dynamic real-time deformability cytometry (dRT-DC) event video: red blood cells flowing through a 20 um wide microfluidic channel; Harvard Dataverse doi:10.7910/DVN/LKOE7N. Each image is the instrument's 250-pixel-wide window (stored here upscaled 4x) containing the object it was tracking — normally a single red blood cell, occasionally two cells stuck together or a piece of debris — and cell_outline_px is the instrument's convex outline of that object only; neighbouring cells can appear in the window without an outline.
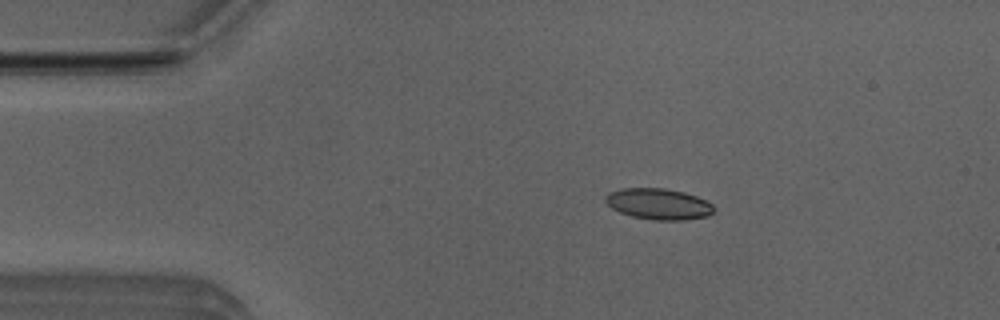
{"species": "Egyptian fruit bat (a non-hibernating species)", "species_latin": "Rousettus aegyptiacus", "temperature_condition": "room temperature", "stored_images_in_passage": 4, "camera_frame_rate_fps": 3000, "um_per_image_px": 0.085, "animal": {"sex": "male"}, "frame": {"image": 1, "passage_image": 3, "time_ms": 0.667, "image_size_px": [1000, 320], "cell_outline_px": [[716, 208], [708, 216], [680, 220], [652, 220], [632, 216], [620, 212], [612, 208], [604, 200], [604, 196], [608, 192], [620, 188], [664, 188], [684, 192], [696, 196], [712, 204]], "centroid_in_image_um": [55.95, 17.33], "position_along_channel_um": 29.1, "area_um2": 19.65}}